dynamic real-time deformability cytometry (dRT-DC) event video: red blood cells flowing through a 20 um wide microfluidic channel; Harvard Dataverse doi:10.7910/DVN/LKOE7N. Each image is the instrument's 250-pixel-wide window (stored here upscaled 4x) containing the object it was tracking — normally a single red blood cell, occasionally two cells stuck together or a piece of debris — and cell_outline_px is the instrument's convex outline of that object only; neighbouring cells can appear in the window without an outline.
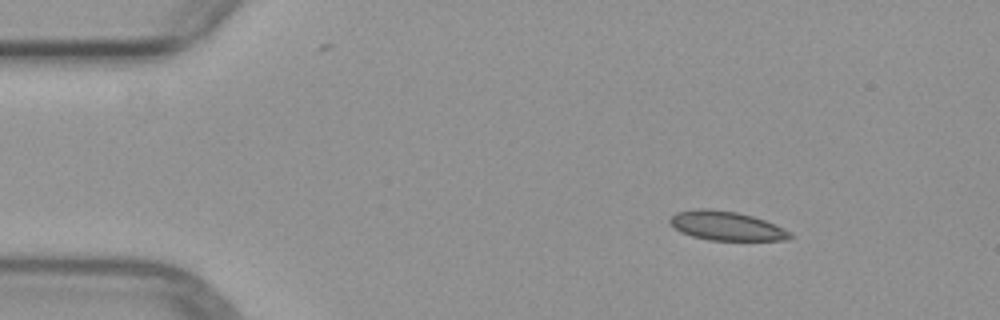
{"species": "common noctule bat (a hibernating species)", "species_latin": "Nyctalus noctula", "temperature_condition": "warm", "stored_images_in_passage": 4, "camera_frame_rate_fps": 3000, "um_per_image_px": 0.085, "animal": {"sex": "female", "body_mass_g": 29.2, "forearm_length_mm": 56.3}, "frame": {"image": 1, "passage_image": 2, "time_ms": 1.333, "image_size_px": [1000, 320], "cell_outline_px": [[792, 236], [788, 240], [708, 240], [692, 236], [680, 232], [668, 224], [668, 220], [676, 212], [696, 208], [712, 208], [736, 212], [752, 216], [776, 224], [792, 232]], "centroid_in_image_um": [61.71, 19.19], "position_along_channel_um": 23.3, "area_um2": 20.63}}